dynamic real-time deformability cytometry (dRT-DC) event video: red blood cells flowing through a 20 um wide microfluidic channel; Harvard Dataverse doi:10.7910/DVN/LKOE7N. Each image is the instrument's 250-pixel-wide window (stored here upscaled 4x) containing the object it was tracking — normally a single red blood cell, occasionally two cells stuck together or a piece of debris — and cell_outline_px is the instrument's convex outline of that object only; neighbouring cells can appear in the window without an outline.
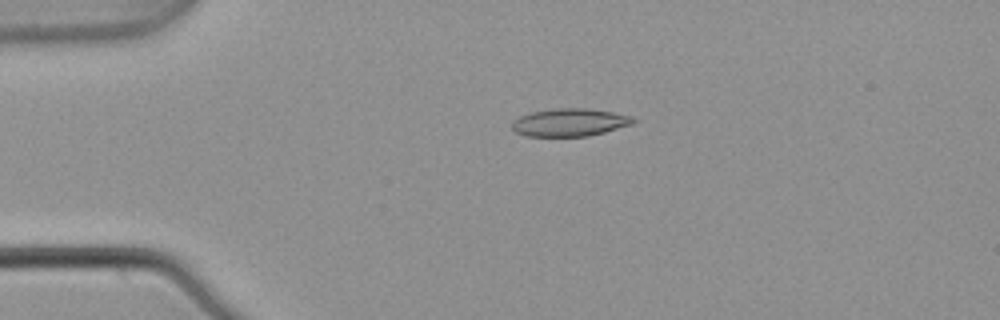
{"species": "common noctule bat (a hibernating species)", "species_latin": "Nyctalus noctula", "temperature_condition": "warm", "stored_images_in_passage": 5, "camera_frame_rate_fps": 3000, "um_per_image_px": 0.085, "animal": {"sex": "male", "body_mass_g": 21.5, "forearm_length_mm": 52.0}, "frame": {"image": 1, "passage_image": 4, "time_ms": 1.0, "image_size_px": [1000, 320], "cell_outline_px": [[636, 120], [632, 124], [604, 132], [588, 136], [524, 136], [516, 132], [512, 128], [512, 120], [520, 116], [532, 112], [556, 108], [588, 108], [612, 112], [632, 116]], "centroid_in_image_um": [48.41, 10.4], "position_along_channel_um": 36.6, "area_um2": 19.59}}